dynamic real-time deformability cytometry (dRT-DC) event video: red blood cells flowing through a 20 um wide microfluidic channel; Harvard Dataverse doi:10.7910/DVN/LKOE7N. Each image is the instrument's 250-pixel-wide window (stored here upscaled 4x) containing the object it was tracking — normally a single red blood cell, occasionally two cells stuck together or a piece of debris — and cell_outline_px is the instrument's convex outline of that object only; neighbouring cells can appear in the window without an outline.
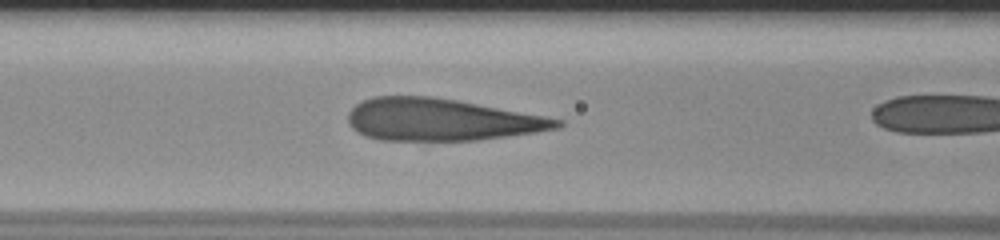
{"species": "human", "species_latin": "Homo sapiens", "temperature_condition": "room temperature", "stored_images_in_passage": 18, "camera_frame_rate_fps": 3000, "um_per_image_px": 0.085, "donor": {"sex": "male"}, "frame": {"image": 1, "passage_image": 8, "time_ms": 2.333, "image_size_px": [1000, 240], "cell_outline_px": [[564, 124], [560, 128], [536, 132], [480, 140], [380, 140], [364, 136], [356, 132], [348, 124], [348, 112], [356, 104], [372, 96], [432, 96], [456, 100], [544, 116], [564, 120]], "centroid_in_image_um": [37.47, 10.18], "position_along_channel_um": 129.1, "area_um2": 51.33}}
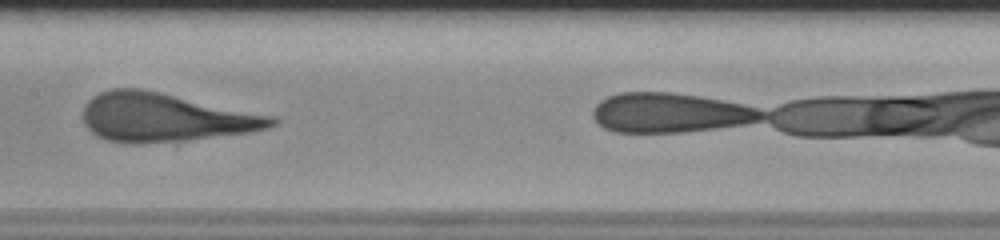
{"frame": {"image": 2, "passage_image": 13, "time_ms": 4.0, "image_size_px": [1000, 240], "cell_outline_px": [[280, 120], [276, 124], [264, 128], [248, 132], [188, 140], [136, 144], [104, 140], [96, 136], [84, 124], [84, 104], [92, 96], [100, 92], [112, 88], [140, 88], [160, 92], [272, 116]], "centroid_in_image_um": [13.95, 9.98], "position_along_channel_um": 193.4, "area_um2": 53.06}}